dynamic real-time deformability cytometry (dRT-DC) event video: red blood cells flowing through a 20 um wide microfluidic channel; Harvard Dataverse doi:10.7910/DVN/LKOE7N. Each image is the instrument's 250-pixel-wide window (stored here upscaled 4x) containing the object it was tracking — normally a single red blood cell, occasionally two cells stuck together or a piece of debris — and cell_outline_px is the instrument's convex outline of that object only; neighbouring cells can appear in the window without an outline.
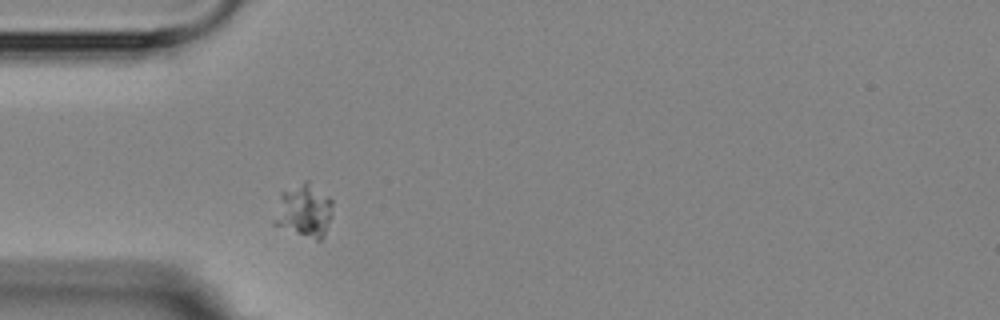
{"species": "Egyptian fruit bat (a non-hibernating species)", "species_latin": "Rousettus aegyptiacus", "temperature_condition": "room temperature", "stored_images_in_passage": 1, "camera_frame_rate_fps": 3000, "um_per_image_px": 0.085, "animal": {"sex": "female"}, "frame": {"image": 1, "passage_image": 1, "time_ms": 0.0, "image_size_px": [1000, 320], "cell_outline_px": [[332, 216], [324, 236], [320, 240], [316, 240], [272, 224], [272, 220], [280, 192], [304, 180], [308, 180], [328, 196], [332, 200]], "centroid_in_image_um": [25.83, 17.89], "position_along_channel_um": 59.2, "area_um2": 18.38}}